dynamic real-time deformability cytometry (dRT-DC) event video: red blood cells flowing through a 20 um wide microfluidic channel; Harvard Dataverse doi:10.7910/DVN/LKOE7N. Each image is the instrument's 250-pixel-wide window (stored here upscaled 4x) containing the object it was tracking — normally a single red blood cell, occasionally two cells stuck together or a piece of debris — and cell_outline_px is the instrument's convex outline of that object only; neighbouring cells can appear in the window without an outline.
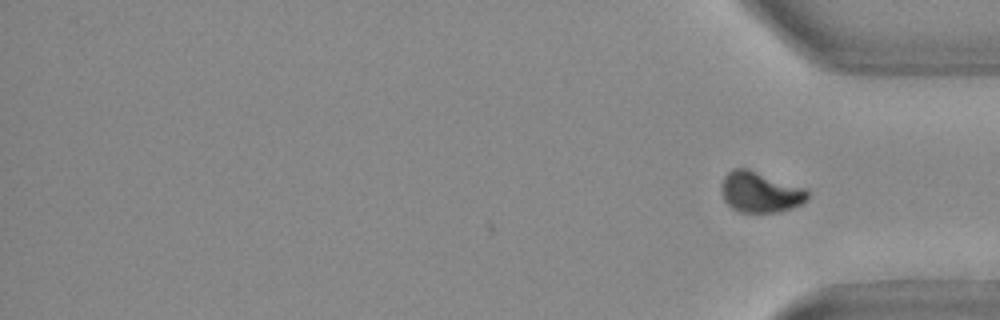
{"species": "Egyptian fruit bat (a non-hibernating species)", "species_latin": "Rousettus aegyptiacus", "temperature_condition": "warm", "stored_images_in_passage": 30, "camera_frame_rate_fps": 3000, "um_per_image_px": 0.085, "animal": {"sex": "female"}, "frame": {"image": 1, "passage_image": 30, "time_ms": 9.667, "image_size_px": [1000, 320], "cell_outline_px": [[808, 200], [792, 208], [780, 212], [740, 212], [732, 208], [724, 200], [724, 176], [732, 168], [748, 168], [804, 188], [808, 192]], "centroid_in_image_um": [64.65, 16.33], "position_along_channel_um": 370.6, "area_um2": 20.11}, "authors_computed_cell_mechanics": {"area_um2": 20.23, "velocity_mm_per_s": 3.6983, "shape_relaxation_time_tau1_ms": 6.7746, "shape_relaxation_time_tau2_ms": null, "deformation_change_tau1": 0.1874, "deformation_change_tau2": null}}